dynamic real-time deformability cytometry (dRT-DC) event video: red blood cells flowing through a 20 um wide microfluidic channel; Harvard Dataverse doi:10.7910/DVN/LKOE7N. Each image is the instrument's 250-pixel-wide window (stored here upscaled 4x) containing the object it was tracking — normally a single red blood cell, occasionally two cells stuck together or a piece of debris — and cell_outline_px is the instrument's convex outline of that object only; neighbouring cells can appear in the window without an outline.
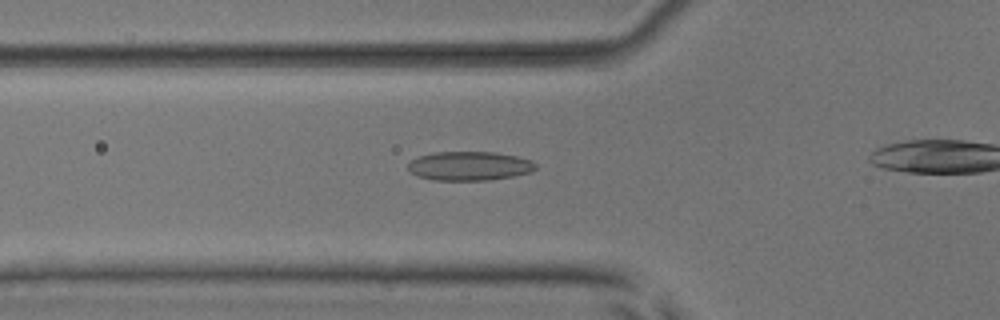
{"species": "common noctule bat (a hibernating species)", "species_latin": "Nyctalus noctula", "temperature_condition": "room temperature", "stored_images_in_passage": 40, "camera_frame_rate_fps": 3000, "um_per_image_px": 0.085, "animal": {"sex": "male", "body_mass_g": 17.9, "forearm_length_mm": 54.2}, "frame": {"image": 1, "passage_image": 14, "time_ms": 4.333, "image_size_px": [1000, 320], "cell_outline_px": [[536, 168], [532, 172], [512, 176], [488, 180], [436, 180], [420, 176], [412, 172], [408, 168], [408, 164], [412, 160], [420, 156], [432, 152], [496, 152], [516, 156], [532, 160], [536, 164]], "centroid_in_image_um": [39.94, 14.1], "position_along_channel_um": 85.9, "area_um2": 21.44}}
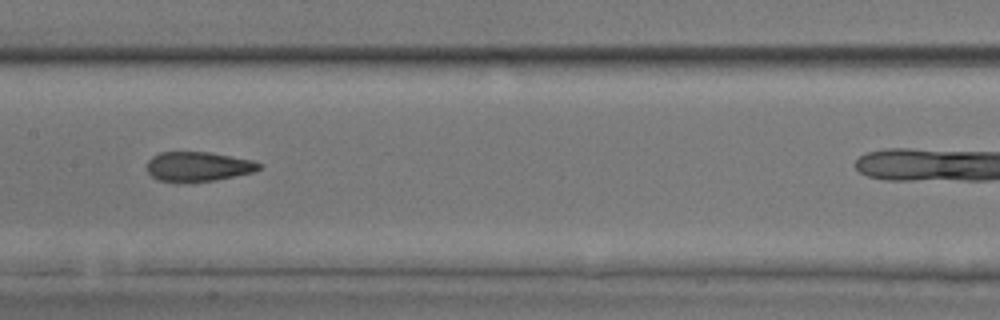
{"frame": {"image": 2, "passage_image": 22, "time_ms": 7.0, "image_size_px": [1000, 320], "cell_outline_px": [[264, 164], [260, 168], [252, 172], [216, 180], [160, 180], [152, 176], [148, 172], [148, 160], [152, 156], [160, 152], [212, 152], [252, 160]], "centroid_in_image_um": [16.88, 14.11], "position_along_channel_um": 190.5, "area_um2": 18.84}}
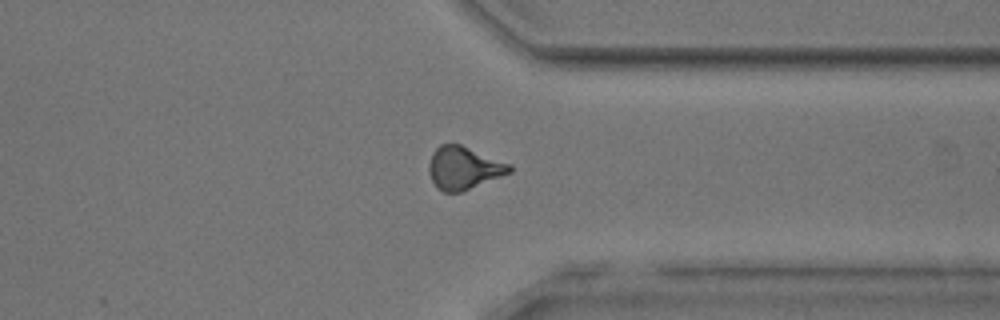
{"frame": {"image": 3, "passage_image": 36, "time_ms": 11.667, "image_size_px": [1000, 320], "cell_outline_px": [[512, 172], [460, 192], [444, 192], [436, 188], [432, 180], [428, 168], [428, 164], [432, 152], [440, 144], [460, 144], [512, 164]], "centroid_in_image_um": [39.41, 14.27], "position_along_channel_um": 372.0, "area_um2": 20.11}}